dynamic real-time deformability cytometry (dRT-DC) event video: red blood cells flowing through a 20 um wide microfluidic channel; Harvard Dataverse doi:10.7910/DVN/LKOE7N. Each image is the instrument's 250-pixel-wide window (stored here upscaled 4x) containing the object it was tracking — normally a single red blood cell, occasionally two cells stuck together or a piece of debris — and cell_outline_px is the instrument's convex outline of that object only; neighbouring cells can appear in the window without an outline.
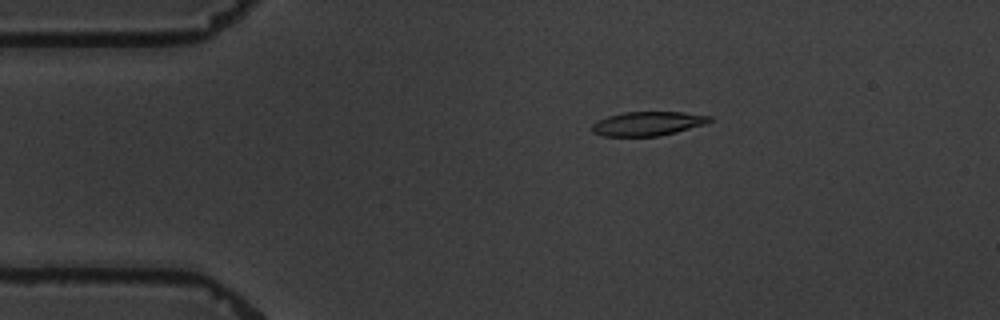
{"species": "common noctule bat (a hibernating species)", "species_latin": "Nyctalus noctula", "temperature_condition": "warm", "stored_images_in_passage": 4, "camera_frame_rate_fps": 3000, "um_per_image_px": 0.085, "animal": {"sex": "male", "body_mass_g": 19.5, "forearm_length_mm": 54.6}, "frame": {"image": 1, "passage_image": 2, "time_ms": 1.667, "image_size_px": [1000, 320], "cell_outline_px": [[712, 120], [704, 124], [676, 132], [660, 136], [604, 136], [592, 132], [592, 124], [608, 116], [624, 112], [684, 112], [712, 116]], "centroid_in_image_um": [55.07, 10.5], "position_along_channel_um": 29.9, "area_um2": 16.42}}
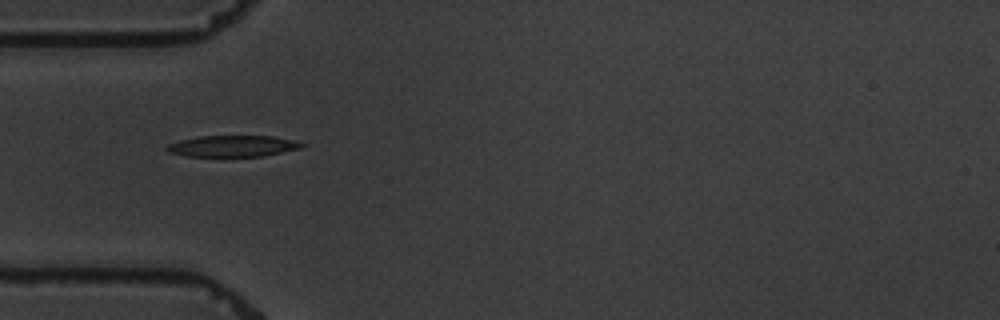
{"frame": {"image": 2, "passage_image": 3, "time_ms": 4.0, "image_size_px": [1000, 320], "cell_outline_px": [[304, 144], [300, 148], [264, 156], [184, 156], [168, 152], [164, 148], [168, 144], [180, 140], [196, 136], [272, 136], [292, 140]], "centroid_in_image_um": [19.71, 12.41], "position_along_channel_um": 65.3, "area_um2": 16.65}}
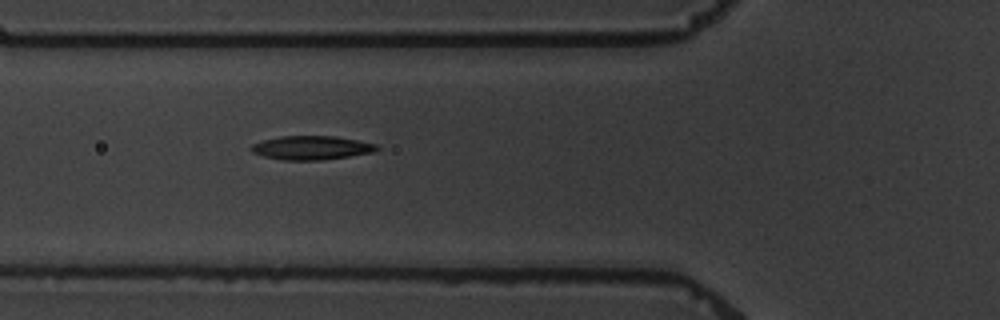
{"frame": {"image": 3, "passage_image": 4, "time_ms": 5.0, "image_size_px": [1000, 320], "cell_outline_px": [[380, 148], [372, 152], [324, 160], [284, 160], [264, 156], [252, 152], [248, 148], [252, 144], [264, 140], [280, 136], [336, 136], [376, 144]], "centroid_in_image_um": [26.44, 12.56], "position_along_channel_um": 99.4, "area_um2": 17.34}}